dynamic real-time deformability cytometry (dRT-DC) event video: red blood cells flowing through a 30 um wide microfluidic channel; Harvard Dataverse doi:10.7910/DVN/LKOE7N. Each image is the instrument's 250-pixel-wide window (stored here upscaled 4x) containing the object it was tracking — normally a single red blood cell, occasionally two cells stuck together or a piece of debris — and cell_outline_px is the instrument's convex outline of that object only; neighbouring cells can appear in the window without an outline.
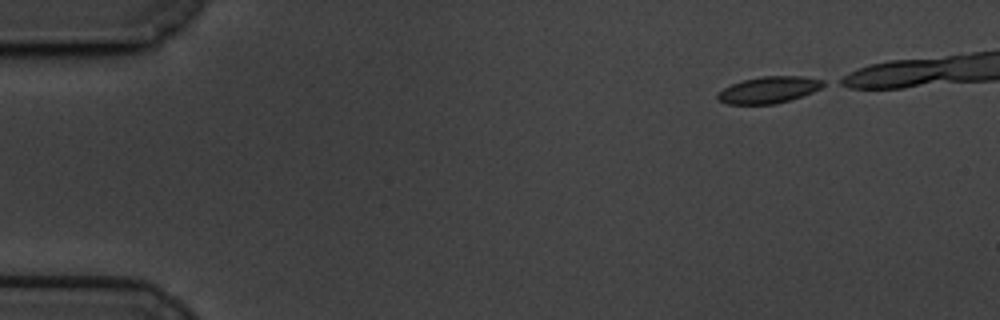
{"species": "common noctule bat (a hibernating species)", "species_latin": "Nyctalus noctula", "temperature_condition": "cold", "stored_images_in_passage": 46, "camera_frame_rate_fps": 3000, "um_per_image_px": 0.085, "animal": {"sex": "male", "body_mass_g": 19.5, "forearm_length_mm": 54.6}, "frame": {"image": 1, "passage_image": 1, "time_ms": 0.0, "image_size_px": [1000, 320], "cell_outline_px": [[828, 84], [812, 92], [776, 104], [728, 104], [720, 100], [716, 96], [724, 88], [732, 84], [744, 80], [760, 76], [804, 76], [824, 80]], "centroid_in_image_um": [65.39, 7.62], "position_along_channel_um": 19.6, "area_um2": 16.24}}
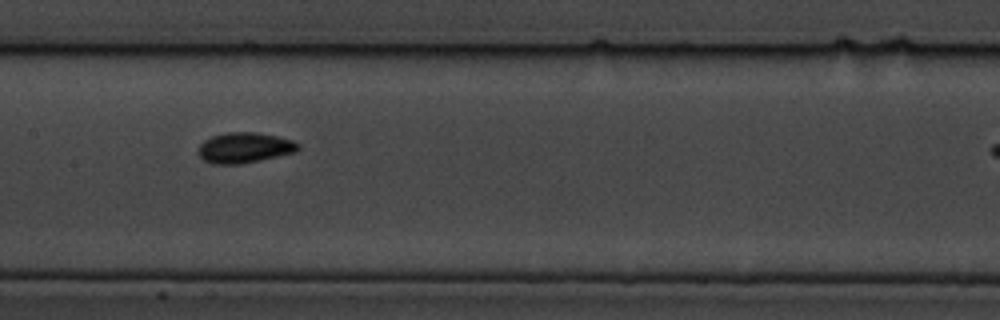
{"frame": {"image": 2, "passage_image": 24, "time_ms": 7.667, "image_size_px": [1000, 320], "cell_outline_px": [[300, 148], [296, 152], [260, 160], [240, 164], [212, 164], [204, 160], [196, 152], [200, 144], [204, 140], [212, 136], [228, 132], [256, 132], [276, 136], [292, 140], [300, 144]], "centroid_in_image_um": [20.77, 12.56], "position_along_channel_um": 186.6, "area_um2": 17.8}}
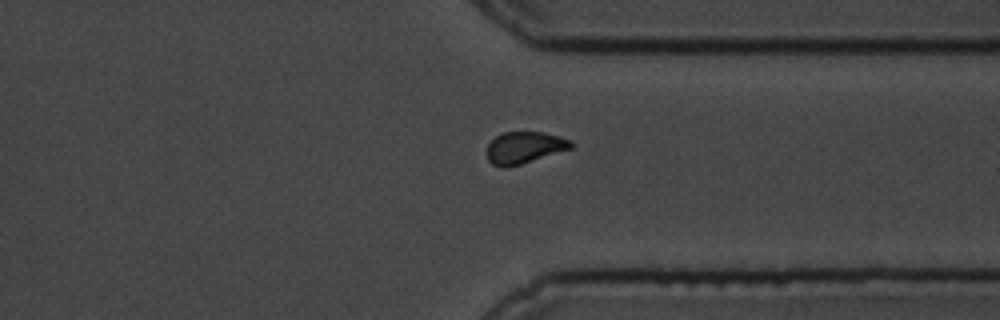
{"frame": {"image": 3, "passage_image": 40, "time_ms": 13.0, "image_size_px": [1000, 320], "cell_outline_px": [[572, 148], [520, 164], [504, 168], [500, 168], [492, 164], [488, 160], [488, 144], [496, 136], [504, 132], [544, 132], [560, 136], [572, 140]], "centroid_in_image_um": [44.57, 12.54], "position_along_channel_um": 366.8, "area_um2": 15.49}, "authors_computed_cell_mechanics": {"area_um2": 16.5308, "velocity_mm_per_s": 3.3801, "shape_relaxation_time_tau1_ms": 2.6056, "shape_relaxation_time_tau2_ms": 4.3081, "deformation_change_tau1": 0.0974, "deformation_change_tau2": 0.0742}}